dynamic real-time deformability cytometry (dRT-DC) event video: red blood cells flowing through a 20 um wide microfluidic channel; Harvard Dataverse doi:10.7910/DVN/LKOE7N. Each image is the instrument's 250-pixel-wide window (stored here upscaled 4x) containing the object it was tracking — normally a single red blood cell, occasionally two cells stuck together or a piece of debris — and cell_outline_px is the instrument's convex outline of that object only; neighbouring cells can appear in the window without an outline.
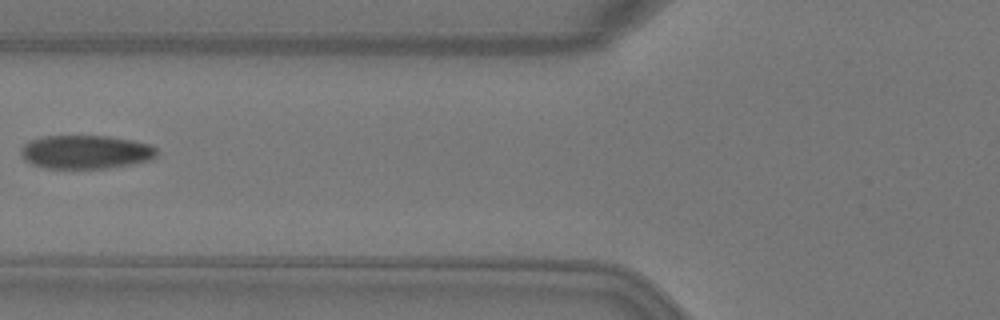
{"species": "Egyptian fruit bat (a non-hibernating species)", "species_latin": "Rousettus aegyptiacus", "temperature_condition": "warm", "stored_images_in_passage": 6, "camera_frame_rate_fps": 3000, "um_per_image_px": 0.085, "animal": {"sex": "female"}, "frame": {"image": 1, "passage_image": 6, "time_ms": 1.667, "image_size_px": [1000, 320], "cell_outline_px": [[156, 156], [148, 160], [132, 164], [108, 168], [44, 168], [32, 164], [24, 160], [20, 152], [20, 148], [28, 140], [44, 136], [108, 136], [132, 140], [152, 144], [156, 148]], "centroid_in_image_um": [7.26, 12.91], "position_along_channel_um": 118.5, "area_um2": 26.76}}